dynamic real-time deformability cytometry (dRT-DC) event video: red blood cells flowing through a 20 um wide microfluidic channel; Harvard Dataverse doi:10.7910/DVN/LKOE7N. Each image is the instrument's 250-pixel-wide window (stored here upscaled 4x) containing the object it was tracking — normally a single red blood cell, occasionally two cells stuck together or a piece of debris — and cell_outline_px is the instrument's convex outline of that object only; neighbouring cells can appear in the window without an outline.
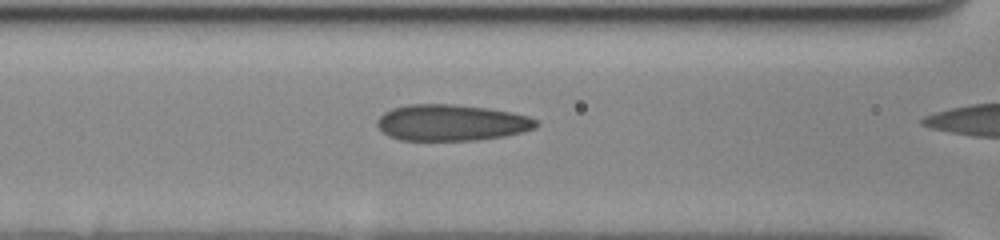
{"species": "human", "species_latin": "Homo sapiens", "temperature_condition": "cold", "stored_images_in_passage": 26, "camera_frame_rate_fps": 3000, "um_per_image_px": 0.085, "donor": {"sex": "female"}, "frame": {"image": 1, "passage_image": 21, "time_ms": 6.667, "image_size_px": [1000, 240], "cell_outline_px": [[540, 124], [536, 128], [504, 136], [476, 140], [400, 140], [388, 136], [376, 124], [376, 120], [384, 112], [392, 108], [408, 104], [452, 104], [488, 108], [512, 112], [528, 116], [536, 120]], "centroid_in_image_um": [38.36, 10.42], "position_along_channel_um": 128.2, "area_um2": 33.64}}
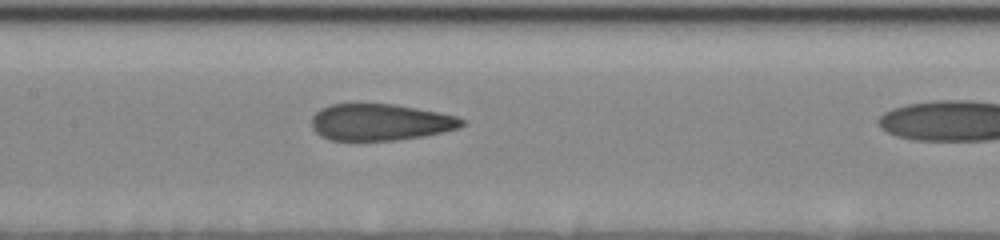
{"frame": {"image": 2, "passage_image": 25, "time_ms": 8.0, "image_size_px": [1000, 240], "cell_outline_px": [[464, 124], [460, 128], [424, 136], [396, 140], [328, 140], [320, 136], [312, 128], [312, 116], [320, 108], [332, 104], [392, 104], [416, 108], [456, 116], [464, 120]], "centroid_in_image_um": [32.3, 10.39], "position_along_channel_um": 175.1, "area_um2": 31.96}}